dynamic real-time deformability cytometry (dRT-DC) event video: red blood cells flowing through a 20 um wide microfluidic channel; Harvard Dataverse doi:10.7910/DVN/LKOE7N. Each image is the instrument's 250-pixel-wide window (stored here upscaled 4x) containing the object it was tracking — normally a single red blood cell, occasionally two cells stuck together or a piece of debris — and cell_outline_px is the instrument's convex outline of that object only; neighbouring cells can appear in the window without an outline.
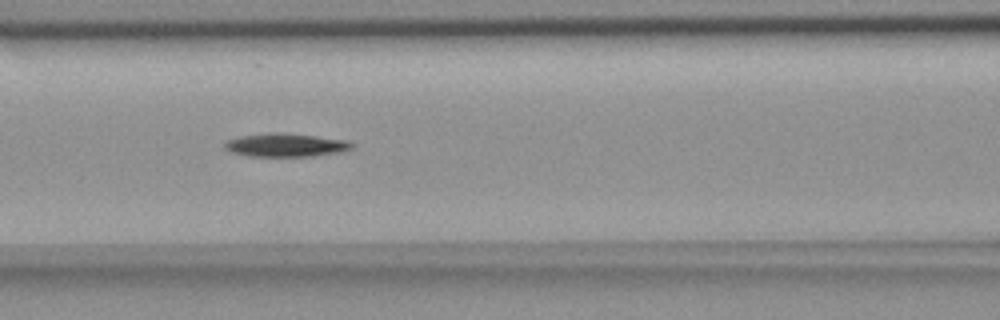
{"species": "common noctule bat (a hibernating species)", "species_latin": "Nyctalus noctula", "temperature_condition": "room temperature", "stored_images_in_passage": 7, "camera_frame_rate_fps": 3000, "um_per_image_px": 0.085, "animal": {"sex": "female", "body_mass_g": 18.4}, "frame": {"image": 1, "passage_image": 6, "time_ms": 6.667, "image_size_px": [1000, 320], "cell_outline_px": [[352, 148], [340, 152], [312, 156], [248, 156], [232, 152], [224, 148], [224, 144], [228, 140], [240, 136], [316, 136], [348, 140], [352, 144]], "centroid_in_image_um": [24.33, 12.39], "position_along_channel_um": 142.3, "area_um2": 16.01}}
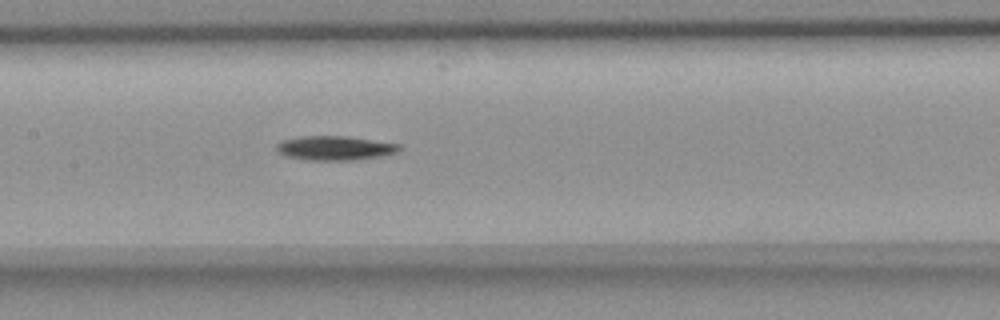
{"frame": {"image": 2, "passage_image": 7, "time_ms": 7.667, "image_size_px": [1000, 320], "cell_outline_px": [[400, 148], [396, 152], [380, 156], [356, 160], [308, 160], [288, 156], [280, 152], [276, 148], [276, 144], [280, 140], [300, 136], [348, 136], [400, 144]], "centroid_in_image_um": [28.45, 12.57], "position_along_channel_um": 179.0, "area_um2": 17.28}}